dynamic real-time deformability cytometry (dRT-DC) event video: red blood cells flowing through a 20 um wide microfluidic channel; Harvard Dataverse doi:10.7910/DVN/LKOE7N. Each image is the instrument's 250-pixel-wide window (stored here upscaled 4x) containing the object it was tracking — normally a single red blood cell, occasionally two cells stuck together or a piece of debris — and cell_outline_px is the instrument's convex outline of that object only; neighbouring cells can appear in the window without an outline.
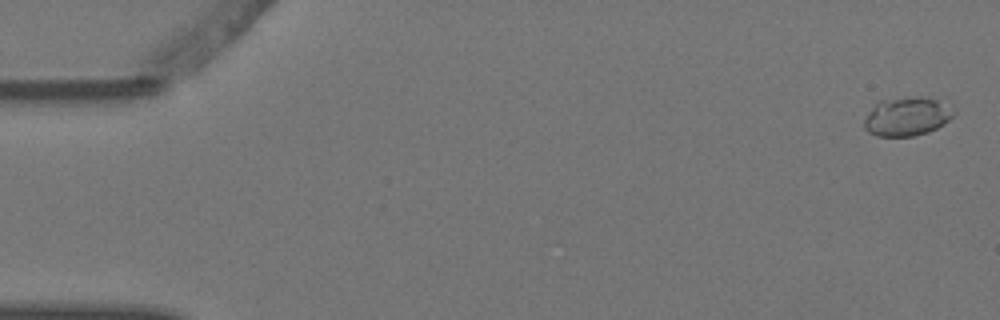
{"species": "Egyptian fruit bat (a non-hibernating species)", "species_latin": "Rousettus aegyptiacus", "temperature_condition": "warm", "stored_images_in_passage": 6, "camera_frame_rate_fps": 3000, "um_per_image_px": 0.085, "animal": {"sex": "female"}, "frame": {"image": 1, "passage_image": 1, "time_ms": 0.0, "image_size_px": [1000, 320], "cell_outline_px": [[956, 112], [944, 124], [928, 132], [912, 136], [876, 136], [868, 132], [864, 128], [864, 120], [876, 100], [916, 96], [924, 96], [936, 100]], "centroid_in_image_um": [77.03, 9.9], "position_along_channel_um": 8.0, "area_um2": 20.17}}
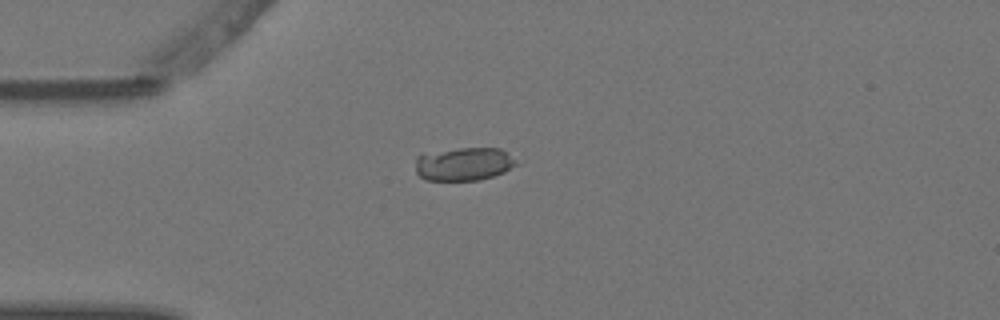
{"frame": {"image": 2, "passage_image": 4, "time_ms": 1.0, "image_size_px": [1000, 320], "cell_outline_px": [[520, 164], [504, 172], [480, 180], [424, 180], [416, 172], [416, 156], [420, 152], [460, 148], [500, 148]], "centroid_in_image_um": [39.38, 13.93], "position_along_channel_um": 45.6, "area_um2": 19.83}}